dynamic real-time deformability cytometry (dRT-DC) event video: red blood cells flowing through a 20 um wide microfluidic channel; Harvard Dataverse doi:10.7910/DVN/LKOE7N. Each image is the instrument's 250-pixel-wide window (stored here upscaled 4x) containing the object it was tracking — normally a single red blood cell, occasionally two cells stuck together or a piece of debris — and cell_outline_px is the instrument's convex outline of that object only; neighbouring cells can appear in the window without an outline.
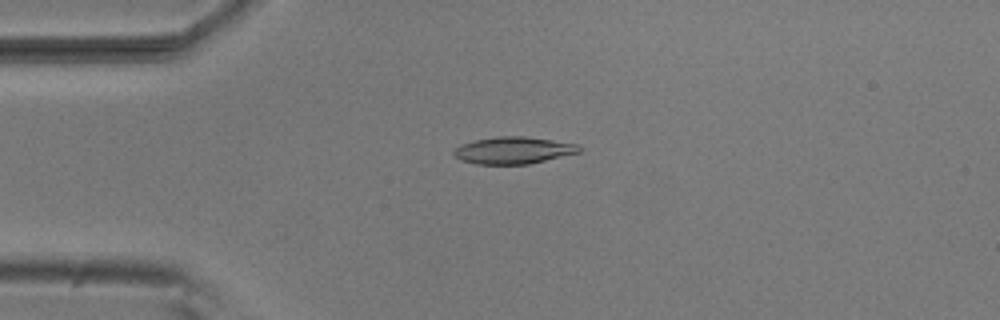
{"species": "common noctule bat (a hibernating species)", "species_latin": "Nyctalus noctula", "temperature_condition": "room temperature", "stored_images_in_passage": 46, "camera_frame_rate_fps": 3000, "um_per_image_px": 0.085, "animal": {"sex": "male", "body_mass_g": 20.5, "forearm_length_mm": 52.5}, "frame": {"image": 1, "passage_image": 6, "time_ms": 1.667, "image_size_px": [1000, 320], "cell_outline_px": [[580, 152], [528, 164], [476, 164], [460, 160], [452, 152], [460, 144], [476, 140], [496, 136], [524, 136], [552, 140], [576, 144], [580, 148]], "centroid_in_image_um": [43.6, 12.77], "position_along_channel_um": 41.4, "area_um2": 19.54}}
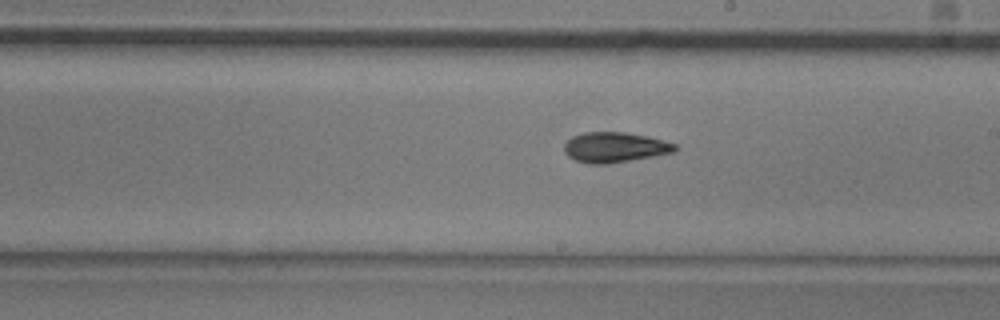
{"frame": {"image": 2, "passage_image": 23, "time_ms": 7.333, "image_size_px": [1000, 320], "cell_outline_px": [[676, 152], [608, 164], [588, 164], [576, 160], [568, 156], [564, 152], [564, 144], [572, 136], [584, 132], [624, 132], [648, 136], [676, 144]], "centroid_in_image_um": [52.24, 12.52], "position_along_channel_um": 236.8, "area_um2": 19.54}}
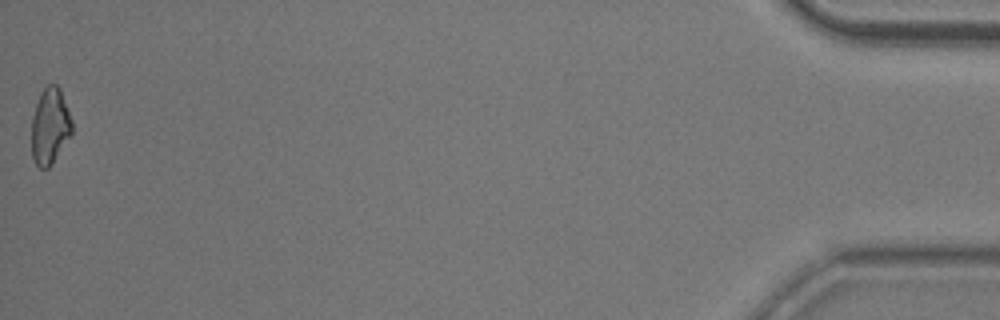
{"frame": {"image": 3, "passage_image": 46, "time_ms": 15.0, "image_size_px": [1000, 320], "cell_outline_px": [[72, 136], [52, 164], [48, 168], [40, 168], [36, 164], [32, 156], [32, 116], [40, 92], [48, 84], [56, 84], [60, 88], [72, 120]], "centroid_in_image_um": [4.26, 10.73], "position_along_channel_um": 430.9, "area_um2": 18.15}, "authors_computed_cell_mechanics": {"area_um2": 18.8428, "velocity_mm_per_s": 3.8279, "shape_relaxation_time_tau1_ms": 4.9652, "shape_relaxation_time_tau2_ms": 5.3377, "deformation_change_tau1": 0.1649, "deformation_change_tau2": 0.1373}}